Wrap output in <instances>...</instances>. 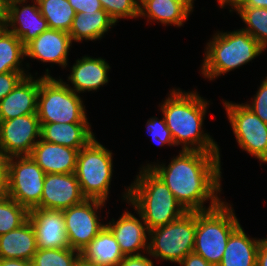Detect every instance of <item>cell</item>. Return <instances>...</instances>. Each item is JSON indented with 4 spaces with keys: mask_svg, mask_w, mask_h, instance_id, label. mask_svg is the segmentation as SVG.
I'll return each mask as SVG.
<instances>
[{
    "mask_svg": "<svg viewBox=\"0 0 267 266\" xmlns=\"http://www.w3.org/2000/svg\"><path fill=\"white\" fill-rule=\"evenodd\" d=\"M117 266H154L144 254L125 256Z\"/></svg>",
    "mask_w": 267,
    "mask_h": 266,
    "instance_id": "cell-38",
    "label": "cell"
},
{
    "mask_svg": "<svg viewBox=\"0 0 267 266\" xmlns=\"http://www.w3.org/2000/svg\"><path fill=\"white\" fill-rule=\"evenodd\" d=\"M9 197L28 211L41 201L45 173L30 155L7 158Z\"/></svg>",
    "mask_w": 267,
    "mask_h": 266,
    "instance_id": "cell-9",
    "label": "cell"
},
{
    "mask_svg": "<svg viewBox=\"0 0 267 266\" xmlns=\"http://www.w3.org/2000/svg\"><path fill=\"white\" fill-rule=\"evenodd\" d=\"M239 14L247 25L242 30L255 38L262 48H267V8L260 7H231Z\"/></svg>",
    "mask_w": 267,
    "mask_h": 266,
    "instance_id": "cell-29",
    "label": "cell"
},
{
    "mask_svg": "<svg viewBox=\"0 0 267 266\" xmlns=\"http://www.w3.org/2000/svg\"><path fill=\"white\" fill-rule=\"evenodd\" d=\"M238 145L259 161L267 163V124L244 103L223 102Z\"/></svg>",
    "mask_w": 267,
    "mask_h": 266,
    "instance_id": "cell-10",
    "label": "cell"
},
{
    "mask_svg": "<svg viewBox=\"0 0 267 266\" xmlns=\"http://www.w3.org/2000/svg\"><path fill=\"white\" fill-rule=\"evenodd\" d=\"M36 138H41L37 114L0 121V148L7 157L30 155Z\"/></svg>",
    "mask_w": 267,
    "mask_h": 266,
    "instance_id": "cell-12",
    "label": "cell"
},
{
    "mask_svg": "<svg viewBox=\"0 0 267 266\" xmlns=\"http://www.w3.org/2000/svg\"><path fill=\"white\" fill-rule=\"evenodd\" d=\"M85 199L75 173L46 174L41 201L36 208L63 211Z\"/></svg>",
    "mask_w": 267,
    "mask_h": 266,
    "instance_id": "cell-13",
    "label": "cell"
},
{
    "mask_svg": "<svg viewBox=\"0 0 267 266\" xmlns=\"http://www.w3.org/2000/svg\"><path fill=\"white\" fill-rule=\"evenodd\" d=\"M76 13L95 12L102 10L100 0H68Z\"/></svg>",
    "mask_w": 267,
    "mask_h": 266,
    "instance_id": "cell-36",
    "label": "cell"
},
{
    "mask_svg": "<svg viewBox=\"0 0 267 266\" xmlns=\"http://www.w3.org/2000/svg\"><path fill=\"white\" fill-rule=\"evenodd\" d=\"M146 126L148 133L151 135L152 140L155 141L156 144L160 146L165 144L168 146H175L170 130L167 127L164 115L160 121L155 117L148 119Z\"/></svg>",
    "mask_w": 267,
    "mask_h": 266,
    "instance_id": "cell-33",
    "label": "cell"
},
{
    "mask_svg": "<svg viewBox=\"0 0 267 266\" xmlns=\"http://www.w3.org/2000/svg\"><path fill=\"white\" fill-rule=\"evenodd\" d=\"M105 202L97 199H85L79 204L63 210L65 230L71 249L81 252L105 227L98 220L97 210Z\"/></svg>",
    "mask_w": 267,
    "mask_h": 266,
    "instance_id": "cell-11",
    "label": "cell"
},
{
    "mask_svg": "<svg viewBox=\"0 0 267 266\" xmlns=\"http://www.w3.org/2000/svg\"><path fill=\"white\" fill-rule=\"evenodd\" d=\"M261 241L262 239L249 238L239 225L229 236L218 266H256Z\"/></svg>",
    "mask_w": 267,
    "mask_h": 266,
    "instance_id": "cell-25",
    "label": "cell"
},
{
    "mask_svg": "<svg viewBox=\"0 0 267 266\" xmlns=\"http://www.w3.org/2000/svg\"><path fill=\"white\" fill-rule=\"evenodd\" d=\"M71 45L68 32L48 28L25 46V56L65 68Z\"/></svg>",
    "mask_w": 267,
    "mask_h": 266,
    "instance_id": "cell-16",
    "label": "cell"
},
{
    "mask_svg": "<svg viewBox=\"0 0 267 266\" xmlns=\"http://www.w3.org/2000/svg\"><path fill=\"white\" fill-rule=\"evenodd\" d=\"M80 252L69 248L37 249L31 262L33 266H75Z\"/></svg>",
    "mask_w": 267,
    "mask_h": 266,
    "instance_id": "cell-30",
    "label": "cell"
},
{
    "mask_svg": "<svg viewBox=\"0 0 267 266\" xmlns=\"http://www.w3.org/2000/svg\"><path fill=\"white\" fill-rule=\"evenodd\" d=\"M79 150L49 143L40 138L30 156L45 174L75 173Z\"/></svg>",
    "mask_w": 267,
    "mask_h": 266,
    "instance_id": "cell-18",
    "label": "cell"
},
{
    "mask_svg": "<svg viewBox=\"0 0 267 266\" xmlns=\"http://www.w3.org/2000/svg\"><path fill=\"white\" fill-rule=\"evenodd\" d=\"M137 213L140 219L125 211L117 221L112 218V221L106 224L124 256L139 255L140 250L148 251L149 230L141 214L138 211Z\"/></svg>",
    "mask_w": 267,
    "mask_h": 266,
    "instance_id": "cell-17",
    "label": "cell"
},
{
    "mask_svg": "<svg viewBox=\"0 0 267 266\" xmlns=\"http://www.w3.org/2000/svg\"><path fill=\"white\" fill-rule=\"evenodd\" d=\"M5 21L6 20H0V33L6 28Z\"/></svg>",
    "mask_w": 267,
    "mask_h": 266,
    "instance_id": "cell-45",
    "label": "cell"
},
{
    "mask_svg": "<svg viewBox=\"0 0 267 266\" xmlns=\"http://www.w3.org/2000/svg\"><path fill=\"white\" fill-rule=\"evenodd\" d=\"M251 104H245L255 115L267 124V77H265Z\"/></svg>",
    "mask_w": 267,
    "mask_h": 266,
    "instance_id": "cell-34",
    "label": "cell"
},
{
    "mask_svg": "<svg viewBox=\"0 0 267 266\" xmlns=\"http://www.w3.org/2000/svg\"><path fill=\"white\" fill-rule=\"evenodd\" d=\"M113 156L94 138L78 152L75 175L86 199L106 201L113 172Z\"/></svg>",
    "mask_w": 267,
    "mask_h": 266,
    "instance_id": "cell-7",
    "label": "cell"
},
{
    "mask_svg": "<svg viewBox=\"0 0 267 266\" xmlns=\"http://www.w3.org/2000/svg\"><path fill=\"white\" fill-rule=\"evenodd\" d=\"M7 158L8 157L5 155V153L0 148V170H8Z\"/></svg>",
    "mask_w": 267,
    "mask_h": 266,
    "instance_id": "cell-44",
    "label": "cell"
},
{
    "mask_svg": "<svg viewBox=\"0 0 267 266\" xmlns=\"http://www.w3.org/2000/svg\"><path fill=\"white\" fill-rule=\"evenodd\" d=\"M28 215L29 211L9 196L0 200V235L19 228Z\"/></svg>",
    "mask_w": 267,
    "mask_h": 266,
    "instance_id": "cell-31",
    "label": "cell"
},
{
    "mask_svg": "<svg viewBox=\"0 0 267 266\" xmlns=\"http://www.w3.org/2000/svg\"><path fill=\"white\" fill-rule=\"evenodd\" d=\"M205 50L201 72L209 80L250 62L265 51L255 38L242 29L215 33Z\"/></svg>",
    "mask_w": 267,
    "mask_h": 266,
    "instance_id": "cell-4",
    "label": "cell"
},
{
    "mask_svg": "<svg viewBox=\"0 0 267 266\" xmlns=\"http://www.w3.org/2000/svg\"><path fill=\"white\" fill-rule=\"evenodd\" d=\"M39 78L27 75L0 101V121L36 114Z\"/></svg>",
    "mask_w": 267,
    "mask_h": 266,
    "instance_id": "cell-19",
    "label": "cell"
},
{
    "mask_svg": "<svg viewBox=\"0 0 267 266\" xmlns=\"http://www.w3.org/2000/svg\"><path fill=\"white\" fill-rule=\"evenodd\" d=\"M193 10V3L172 0H139V17L161 22L164 25H183Z\"/></svg>",
    "mask_w": 267,
    "mask_h": 266,
    "instance_id": "cell-24",
    "label": "cell"
},
{
    "mask_svg": "<svg viewBox=\"0 0 267 266\" xmlns=\"http://www.w3.org/2000/svg\"><path fill=\"white\" fill-rule=\"evenodd\" d=\"M26 1L9 0L5 21L6 29L16 35L24 46L49 28L37 0L32 6L24 5Z\"/></svg>",
    "mask_w": 267,
    "mask_h": 266,
    "instance_id": "cell-14",
    "label": "cell"
},
{
    "mask_svg": "<svg viewBox=\"0 0 267 266\" xmlns=\"http://www.w3.org/2000/svg\"><path fill=\"white\" fill-rule=\"evenodd\" d=\"M9 196L8 170H0V200Z\"/></svg>",
    "mask_w": 267,
    "mask_h": 266,
    "instance_id": "cell-40",
    "label": "cell"
},
{
    "mask_svg": "<svg viewBox=\"0 0 267 266\" xmlns=\"http://www.w3.org/2000/svg\"><path fill=\"white\" fill-rule=\"evenodd\" d=\"M173 193L186 211H207L223 201L221 192L220 153L184 151L173 157L168 166L147 164ZM211 200L209 207L204 202Z\"/></svg>",
    "mask_w": 267,
    "mask_h": 266,
    "instance_id": "cell-1",
    "label": "cell"
},
{
    "mask_svg": "<svg viewBox=\"0 0 267 266\" xmlns=\"http://www.w3.org/2000/svg\"><path fill=\"white\" fill-rule=\"evenodd\" d=\"M140 169L123 199L141 214L148 230L169 224L187 212L149 167L145 165Z\"/></svg>",
    "mask_w": 267,
    "mask_h": 266,
    "instance_id": "cell-3",
    "label": "cell"
},
{
    "mask_svg": "<svg viewBox=\"0 0 267 266\" xmlns=\"http://www.w3.org/2000/svg\"><path fill=\"white\" fill-rule=\"evenodd\" d=\"M232 205L224 201L217 207L196 212V232L193 252L212 266L222 260L228 238L240 225Z\"/></svg>",
    "mask_w": 267,
    "mask_h": 266,
    "instance_id": "cell-5",
    "label": "cell"
},
{
    "mask_svg": "<svg viewBox=\"0 0 267 266\" xmlns=\"http://www.w3.org/2000/svg\"><path fill=\"white\" fill-rule=\"evenodd\" d=\"M202 98L195 91L186 93L173 88L161 104V111L175 146L182 144L184 151L220 153L217 143L202 130L209 105Z\"/></svg>",
    "mask_w": 267,
    "mask_h": 266,
    "instance_id": "cell-2",
    "label": "cell"
},
{
    "mask_svg": "<svg viewBox=\"0 0 267 266\" xmlns=\"http://www.w3.org/2000/svg\"><path fill=\"white\" fill-rule=\"evenodd\" d=\"M25 57V46L21 40L5 28L0 33V73H26L22 67Z\"/></svg>",
    "mask_w": 267,
    "mask_h": 266,
    "instance_id": "cell-27",
    "label": "cell"
},
{
    "mask_svg": "<svg viewBox=\"0 0 267 266\" xmlns=\"http://www.w3.org/2000/svg\"><path fill=\"white\" fill-rule=\"evenodd\" d=\"M124 257L117 240L106 225L80 252V261L92 266H117Z\"/></svg>",
    "mask_w": 267,
    "mask_h": 266,
    "instance_id": "cell-22",
    "label": "cell"
},
{
    "mask_svg": "<svg viewBox=\"0 0 267 266\" xmlns=\"http://www.w3.org/2000/svg\"><path fill=\"white\" fill-rule=\"evenodd\" d=\"M0 266H33L31 261L14 258H0Z\"/></svg>",
    "mask_w": 267,
    "mask_h": 266,
    "instance_id": "cell-42",
    "label": "cell"
},
{
    "mask_svg": "<svg viewBox=\"0 0 267 266\" xmlns=\"http://www.w3.org/2000/svg\"><path fill=\"white\" fill-rule=\"evenodd\" d=\"M90 127L89 123H45L41 124V139L49 143L81 149L95 138Z\"/></svg>",
    "mask_w": 267,
    "mask_h": 266,
    "instance_id": "cell-21",
    "label": "cell"
},
{
    "mask_svg": "<svg viewBox=\"0 0 267 266\" xmlns=\"http://www.w3.org/2000/svg\"><path fill=\"white\" fill-rule=\"evenodd\" d=\"M256 266H267V238L262 239L258 248Z\"/></svg>",
    "mask_w": 267,
    "mask_h": 266,
    "instance_id": "cell-41",
    "label": "cell"
},
{
    "mask_svg": "<svg viewBox=\"0 0 267 266\" xmlns=\"http://www.w3.org/2000/svg\"><path fill=\"white\" fill-rule=\"evenodd\" d=\"M75 266H86V263L79 261Z\"/></svg>",
    "mask_w": 267,
    "mask_h": 266,
    "instance_id": "cell-47",
    "label": "cell"
},
{
    "mask_svg": "<svg viewBox=\"0 0 267 266\" xmlns=\"http://www.w3.org/2000/svg\"><path fill=\"white\" fill-rule=\"evenodd\" d=\"M37 2L50 29L69 32L76 12L68 0H37Z\"/></svg>",
    "mask_w": 267,
    "mask_h": 266,
    "instance_id": "cell-28",
    "label": "cell"
},
{
    "mask_svg": "<svg viewBox=\"0 0 267 266\" xmlns=\"http://www.w3.org/2000/svg\"><path fill=\"white\" fill-rule=\"evenodd\" d=\"M37 249L35 231L29 220L19 228L0 235V258L31 261Z\"/></svg>",
    "mask_w": 267,
    "mask_h": 266,
    "instance_id": "cell-23",
    "label": "cell"
},
{
    "mask_svg": "<svg viewBox=\"0 0 267 266\" xmlns=\"http://www.w3.org/2000/svg\"><path fill=\"white\" fill-rule=\"evenodd\" d=\"M103 10L118 22V19L139 17V0H100Z\"/></svg>",
    "mask_w": 267,
    "mask_h": 266,
    "instance_id": "cell-32",
    "label": "cell"
},
{
    "mask_svg": "<svg viewBox=\"0 0 267 266\" xmlns=\"http://www.w3.org/2000/svg\"><path fill=\"white\" fill-rule=\"evenodd\" d=\"M36 114L40 124L89 123L80 96L62 79L53 78L48 69L39 77Z\"/></svg>",
    "mask_w": 267,
    "mask_h": 266,
    "instance_id": "cell-6",
    "label": "cell"
},
{
    "mask_svg": "<svg viewBox=\"0 0 267 266\" xmlns=\"http://www.w3.org/2000/svg\"><path fill=\"white\" fill-rule=\"evenodd\" d=\"M223 8L226 4L231 7H260L267 8V0H217Z\"/></svg>",
    "mask_w": 267,
    "mask_h": 266,
    "instance_id": "cell-37",
    "label": "cell"
},
{
    "mask_svg": "<svg viewBox=\"0 0 267 266\" xmlns=\"http://www.w3.org/2000/svg\"><path fill=\"white\" fill-rule=\"evenodd\" d=\"M180 266H212L200 255L191 252L179 263Z\"/></svg>",
    "mask_w": 267,
    "mask_h": 266,
    "instance_id": "cell-39",
    "label": "cell"
},
{
    "mask_svg": "<svg viewBox=\"0 0 267 266\" xmlns=\"http://www.w3.org/2000/svg\"><path fill=\"white\" fill-rule=\"evenodd\" d=\"M115 24V21L103 9L95 12L76 13L68 33L72 42L80 43L83 39L99 40Z\"/></svg>",
    "mask_w": 267,
    "mask_h": 266,
    "instance_id": "cell-26",
    "label": "cell"
},
{
    "mask_svg": "<svg viewBox=\"0 0 267 266\" xmlns=\"http://www.w3.org/2000/svg\"><path fill=\"white\" fill-rule=\"evenodd\" d=\"M172 1H176V2H179V3H194L193 2L194 0H172Z\"/></svg>",
    "mask_w": 267,
    "mask_h": 266,
    "instance_id": "cell-46",
    "label": "cell"
},
{
    "mask_svg": "<svg viewBox=\"0 0 267 266\" xmlns=\"http://www.w3.org/2000/svg\"><path fill=\"white\" fill-rule=\"evenodd\" d=\"M7 4V0H0V20H6Z\"/></svg>",
    "mask_w": 267,
    "mask_h": 266,
    "instance_id": "cell-43",
    "label": "cell"
},
{
    "mask_svg": "<svg viewBox=\"0 0 267 266\" xmlns=\"http://www.w3.org/2000/svg\"><path fill=\"white\" fill-rule=\"evenodd\" d=\"M30 73L8 72L0 73V101L6 97L18 83Z\"/></svg>",
    "mask_w": 267,
    "mask_h": 266,
    "instance_id": "cell-35",
    "label": "cell"
},
{
    "mask_svg": "<svg viewBox=\"0 0 267 266\" xmlns=\"http://www.w3.org/2000/svg\"><path fill=\"white\" fill-rule=\"evenodd\" d=\"M38 249L69 248L62 211L34 208L29 211Z\"/></svg>",
    "mask_w": 267,
    "mask_h": 266,
    "instance_id": "cell-15",
    "label": "cell"
},
{
    "mask_svg": "<svg viewBox=\"0 0 267 266\" xmlns=\"http://www.w3.org/2000/svg\"><path fill=\"white\" fill-rule=\"evenodd\" d=\"M68 80L72 83L68 85L74 92L81 93L97 90L108 83L109 64L102 58H92L84 56L78 59L71 68Z\"/></svg>",
    "mask_w": 267,
    "mask_h": 266,
    "instance_id": "cell-20",
    "label": "cell"
},
{
    "mask_svg": "<svg viewBox=\"0 0 267 266\" xmlns=\"http://www.w3.org/2000/svg\"><path fill=\"white\" fill-rule=\"evenodd\" d=\"M196 212L187 211L169 224L149 230L148 254L156 259L180 263L193 252Z\"/></svg>",
    "mask_w": 267,
    "mask_h": 266,
    "instance_id": "cell-8",
    "label": "cell"
}]
</instances>
